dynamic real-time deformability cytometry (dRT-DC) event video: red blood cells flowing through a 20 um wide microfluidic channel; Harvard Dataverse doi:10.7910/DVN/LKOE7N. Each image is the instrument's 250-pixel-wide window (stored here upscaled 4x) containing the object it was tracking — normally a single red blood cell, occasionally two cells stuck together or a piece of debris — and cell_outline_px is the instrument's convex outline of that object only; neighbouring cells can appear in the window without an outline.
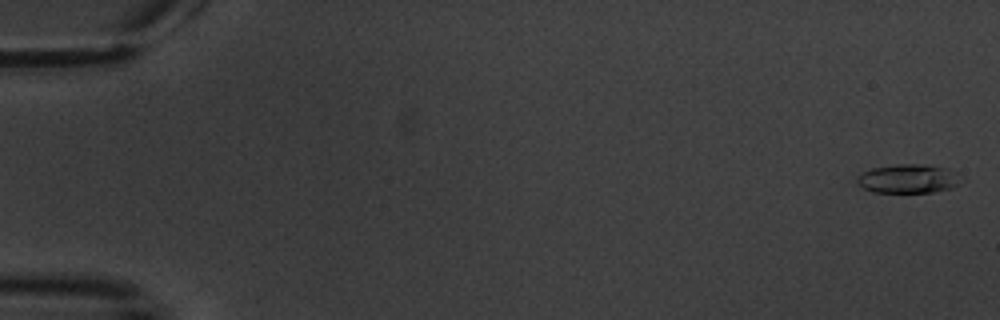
{"species": "common noctule bat (a hibernating species)", "species_latin": "Nyctalus noctula", "temperature_condition": "warm", "stored_images_in_passage": 5, "camera_frame_rate_fps": 3000, "um_per_image_px": 0.085, "animal": {"sex": "male", "body_mass_g": 20.1, "forearm_length_mm": 53.5}, "frame": {"image": 1, "passage_image": 1, "time_ms": 0.0, "image_size_px": [1000, 320], "cell_outline_px": [[956, 184], [952, 188], [932, 192], [872, 192], [856, 184], [856, 176], [872, 168], [896, 164], [924, 164], [948, 168]], "centroid_in_image_um": [77.04, 15.19], "position_along_channel_um": 8.0, "area_um2": 16.99}}
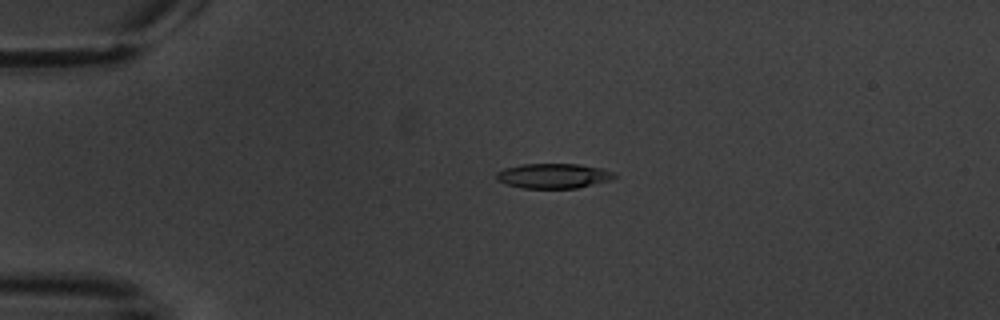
{"frame": {"image": 2, "passage_image": 4, "time_ms": 4.333, "image_size_px": [1000, 320], "cell_outline_px": [[616, 176], [612, 180], [576, 188], [524, 188], [504, 184], [496, 180], [496, 172], [504, 168], [520, 164], [576, 164], [600, 168], [612, 172]], "centroid_in_image_um": [46.99, 14.95], "position_along_channel_um": 38.0, "area_um2": 17.11}}